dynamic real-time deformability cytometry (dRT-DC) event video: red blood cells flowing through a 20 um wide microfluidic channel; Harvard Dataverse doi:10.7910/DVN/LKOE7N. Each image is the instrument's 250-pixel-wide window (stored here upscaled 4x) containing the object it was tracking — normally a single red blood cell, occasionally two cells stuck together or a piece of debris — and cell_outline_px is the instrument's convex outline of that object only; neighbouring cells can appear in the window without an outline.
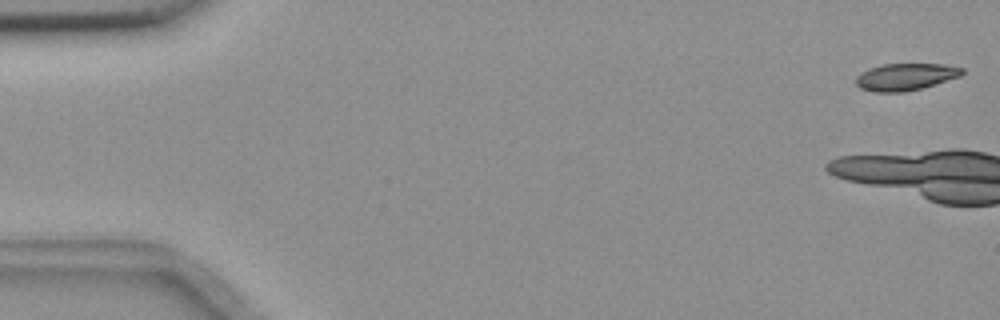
{"species": "common noctule bat (a hibernating species)", "species_latin": "Nyctalus noctula", "temperature_condition": "room temperature", "stored_images_in_passage": 4, "camera_frame_rate_fps": 3000, "um_per_image_px": 0.085, "animal": {"sex": "female", "body_mass_g": 18.4}, "frame": {"image": 1, "passage_image": 1, "time_ms": 0.0, "image_size_px": [1000, 320], "cell_outline_px": [[964, 72], [960, 76], [920, 88], [904, 92], [876, 92], [860, 88], [856, 84], [856, 76], [860, 72], [868, 68], [884, 64], [944, 64], [964, 68]], "centroid_in_image_um": [76.94, 6.52], "position_along_channel_um": 8.1, "area_um2": 16.65}}